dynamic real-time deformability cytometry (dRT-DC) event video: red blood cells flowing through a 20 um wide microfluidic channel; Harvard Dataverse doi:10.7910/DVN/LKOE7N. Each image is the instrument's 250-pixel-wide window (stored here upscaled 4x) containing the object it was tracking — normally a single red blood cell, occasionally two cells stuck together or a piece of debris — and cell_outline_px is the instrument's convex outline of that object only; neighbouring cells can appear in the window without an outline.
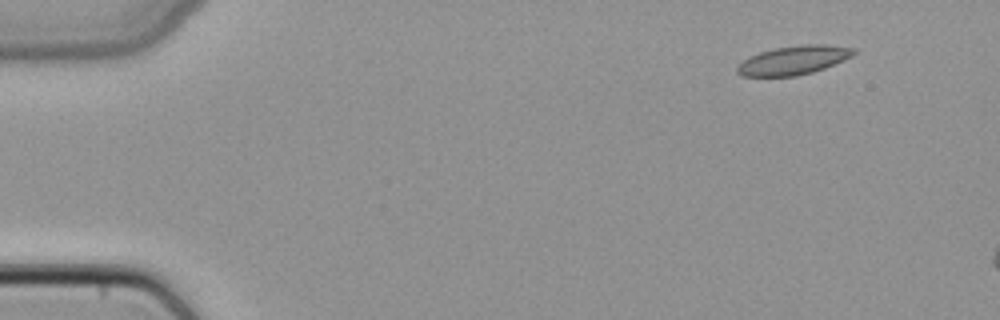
{"species": "common noctule bat (a hibernating species)", "species_latin": "Nyctalus noctula", "temperature_condition": "cold", "stored_images_in_passage": 3, "camera_frame_rate_fps": 3000, "um_per_image_px": 0.085, "animal": {"sex": "female", "body_mass_g": 22.7, "forearm_length_mm": 54.2}, "frame": {"image": 1, "passage_image": 1, "time_ms": 0.0, "image_size_px": [1000, 320], "cell_outline_px": [[856, 52], [852, 56], [824, 68], [812, 72], [796, 76], [740, 76], [736, 72], [736, 68], [744, 60], [760, 52], [772, 48], [804, 44], [824, 44], [856, 48]], "centroid_in_image_um": [67.46, 5.11], "position_along_channel_um": 17.5, "area_um2": 19.48}}